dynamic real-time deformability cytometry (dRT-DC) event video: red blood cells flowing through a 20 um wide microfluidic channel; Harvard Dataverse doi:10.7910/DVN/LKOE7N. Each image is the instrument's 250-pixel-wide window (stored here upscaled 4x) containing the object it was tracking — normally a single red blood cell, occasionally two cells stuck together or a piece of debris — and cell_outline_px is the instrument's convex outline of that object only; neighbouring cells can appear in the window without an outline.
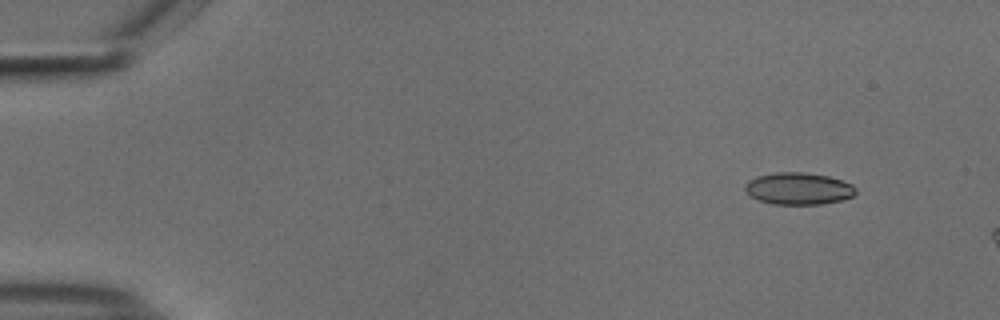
{"species": "common noctule bat (a hibernating species)", "species_latin": "Nyctalus noctula", "temperature_condition": "cold", "stored_images_in_passage": 7, "camera_frame_rate_fps": 3000, "um_per_image_px": 0.085, "animal": {"sex": "male", "body_mass_g": 18.8}, "frame": {"image": 1, "passage_image": 1, "time_ms": 0.0, "image_size_px": [1000, 320], "cell_outline_px": [[856, 192], [852, 196], [840, 200], [820, 204], [772, 204], [760, 200], [752, 196], [744, 188], [744, 184], [748, 180], [756, 176], [776, 172], [804, 172], [828, 176], [852, 184], [856, 188]], "centroid_in_image_um": [67.85, 16.02], "position_along_channel_um": 17.1, "area_um2": 20.52}}